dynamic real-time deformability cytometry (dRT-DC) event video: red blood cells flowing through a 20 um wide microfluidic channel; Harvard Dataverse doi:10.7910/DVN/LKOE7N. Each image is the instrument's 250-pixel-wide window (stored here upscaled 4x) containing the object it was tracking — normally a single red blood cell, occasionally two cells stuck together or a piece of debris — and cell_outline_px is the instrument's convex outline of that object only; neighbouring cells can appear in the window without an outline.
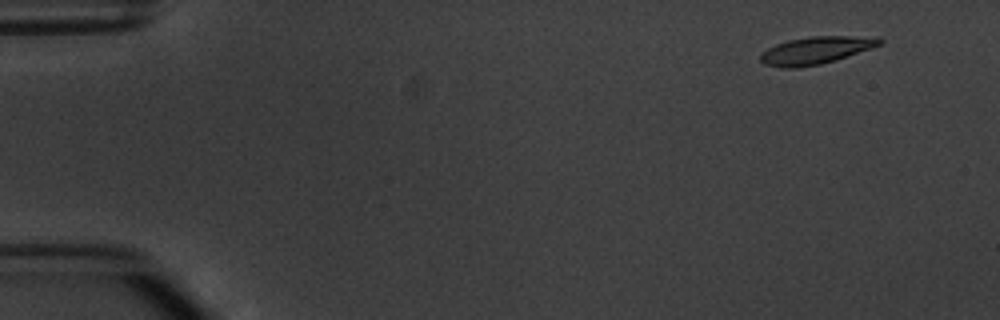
{"species": "common noctule bat (a hibernating species)", "species_latin": "Nyctalus noctula", "temperature_condition": "warm", "stored_images_in_passage": 5, "camera_frame_rate_fps": 3000, "um_per_image_px": 0.085, "animal": {"sex": "male", "body_mass_g": 20.1, "forearm_length_mm": 53.5}, "frame": {"image": 1, "passage_image": 1, "time_ms": 0.0, "image_size_px": [1000, 320], "cell_outline_px": [[884, 40], [880, 44], [836, 60], [820, 64], [796, 68], [780, 68], [764, 64], [760, 60], [760, 56], [768, 48], [776, 44], [788, 40], [812, 36], [880, 36]], "centroid_in_image_um": [69.35, 4.27], "position_along_channel_um": 15.6, "area_um2": 18.96}}
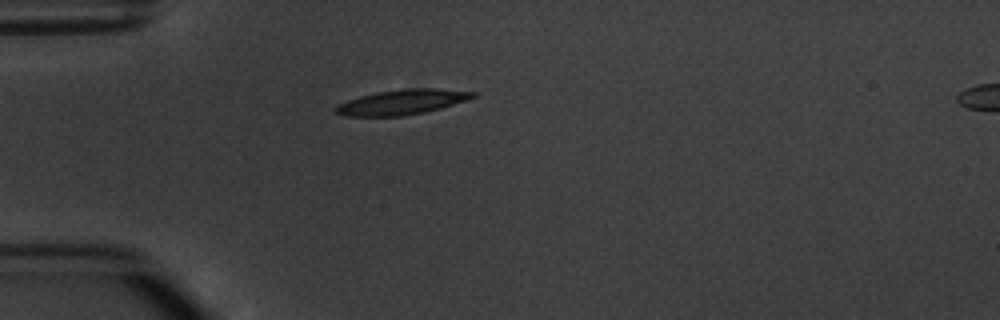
{"frame": {"image": 2, "passage_image": 4, "time_ms": 3.667, "image_size_px": [1000, 320], "cell_outline_px": [[476, 96], [440, 108], [424, 112], [400, 116], [344, 116], [332, 112], [332, 108], [336, 104], [360, 96], [376, 92], [412, 88], [440, 88], [476, 92]], "centroid_in_image_um": [34.08, 8.68], "position_along_channel_um": 50.9, "area_um2": 19.94}}